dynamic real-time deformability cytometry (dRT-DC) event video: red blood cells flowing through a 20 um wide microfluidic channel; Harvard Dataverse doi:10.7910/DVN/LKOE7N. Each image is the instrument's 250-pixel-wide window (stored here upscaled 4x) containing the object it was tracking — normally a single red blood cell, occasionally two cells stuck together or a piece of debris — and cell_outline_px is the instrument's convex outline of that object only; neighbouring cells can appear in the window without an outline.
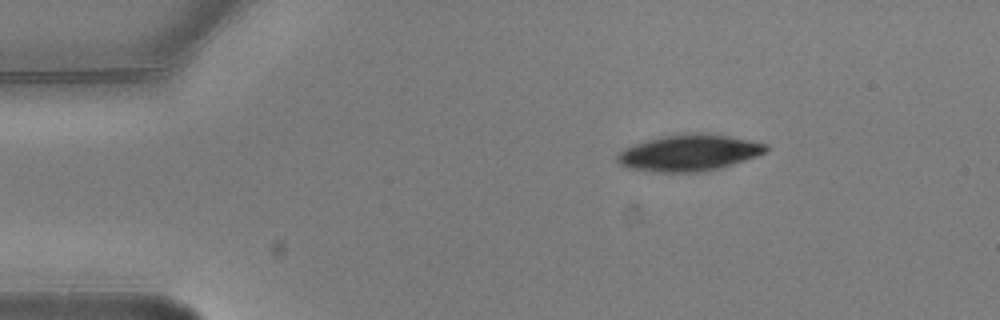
{"species": "common noctule bat (a hibernating species)", "species_latin": "Nyctalus noctula", "temperature_condition": "warm", "stored_images_in_passage": 3, "camera_frame_rate_fps": 3000, "um_per_image_px": 0.085, "animal": {"sex": "male", "body_mass_g": 20.5, "forearm_length_mm": 52.5}, "frame": {"image": 1, "passage_image": 1, "time_ms": 0.0, "image_size_px": [1000, 320], "cell_outline_px": [[768, 152], [720, 168], [700, 172], [656, 172], [628, 168], [620, 164], [616, 160], [616, 156], [624, 148], [644, 140], [664, 136], [688, 132], [708, 132], [768, 144]], "centroid_in_image_um": [58.56, 12.97], "position_along_channel_um": 26.4, "area_um2": 31.73}}